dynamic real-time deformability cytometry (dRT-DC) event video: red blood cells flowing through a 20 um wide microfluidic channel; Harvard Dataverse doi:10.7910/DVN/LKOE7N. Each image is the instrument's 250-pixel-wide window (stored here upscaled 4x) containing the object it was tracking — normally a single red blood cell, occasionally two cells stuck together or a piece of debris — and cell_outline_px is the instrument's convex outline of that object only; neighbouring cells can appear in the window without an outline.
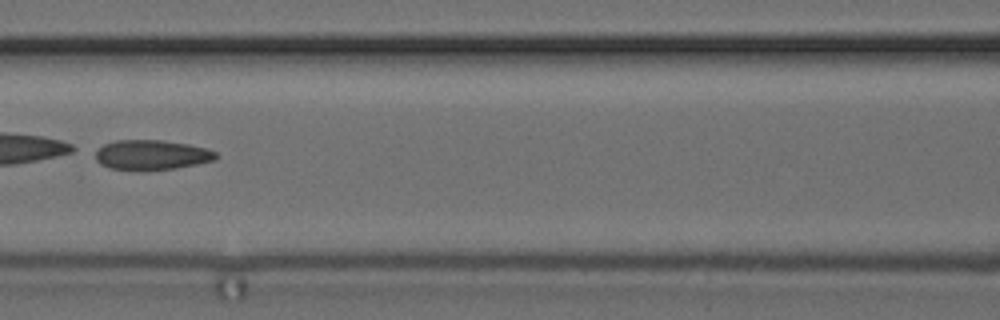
{"species": "common noctule bat (a hibernating species)", "species_latin": "Nyctalus noctula", "temperature_condition": "cold", "stored_images_in_passage": 49, "camera_frame_rate_fps": 3000, "um_per_image_px": 0.085, "animal": {"sex": "female", "body_mass_g": 24.6, "forearm_length_mm": 56.2}, "frame": {"image": 1, "passage_image": 22, "time_ms": 7.0, "image_size_px": [1000, 320], "cell_outline_px": [[216, 160], [176, 168], [144, 172], [108, 168], [100, 164], [96, 160], [96, 152], [104, 144], [116, 140], [160, 140], [188, 144], [208, 148], [216, 152]], "centroid_in_image_um": [12.88, 13.19], "position_along_channel_um": 153.7, "area_um2": 21.33}}
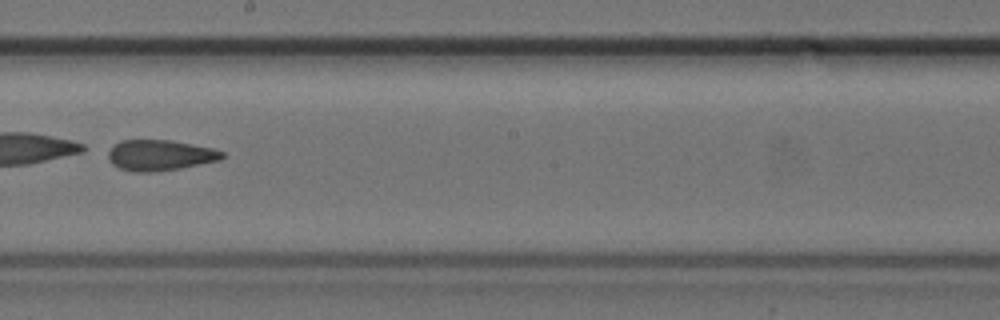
{"frame": {"image": 2, "passage_image": 28, "time_ms": 9.0, "image_size_px": [1000, 320], "cell_outline_px": [[224, 156], [220, 160], [180, 168], [152, 172], [136, 172], [120, 168], [112, 164], [108, 160], [108, 152], [120, 140], [172, 140], [212, 148], [224, 152]], "centroid_in_image_um": [13.6, 13.19], "position_along_channel_um": 234.6, "area_um2": 20.29}}